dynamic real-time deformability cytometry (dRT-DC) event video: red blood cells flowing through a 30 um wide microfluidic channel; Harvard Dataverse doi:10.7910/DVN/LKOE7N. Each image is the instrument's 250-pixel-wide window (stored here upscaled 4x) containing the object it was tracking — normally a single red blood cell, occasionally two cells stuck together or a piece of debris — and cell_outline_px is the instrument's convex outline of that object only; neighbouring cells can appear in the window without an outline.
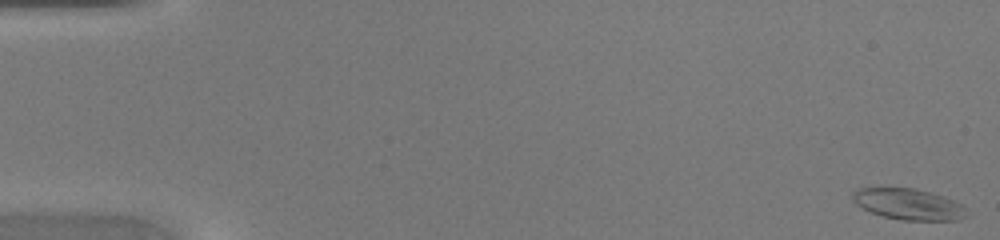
{"species": "common noctule bat (a hibernating species)", "species_latin": "Nyctalus noctula", "temperature_condition": "warm", "stored_images_in_passage": 48, "camera_frame_rate_fps": 3000, "um_per_image_px": 0.085, "animal": {"sex": "female", "body_mass_g": 20.0, "forearm_length_mm": 54.0}, "frame": {"image": 1, "passage_image": 1, "time_ms": 0.0, "image_size_px": [1000, 240], "cell_outline_px": [[968, 216], [960, 220], [900, 220], [884, 216], [872, 212], [856, 204], [852, 200], [852, 192], [860, 188], [916, 188], [944, 196], [964, 204]], "centroid_in_image_um": [77.28, 17.35], "position_along_channel_um": 7.7, "area_um2": 20.75}}
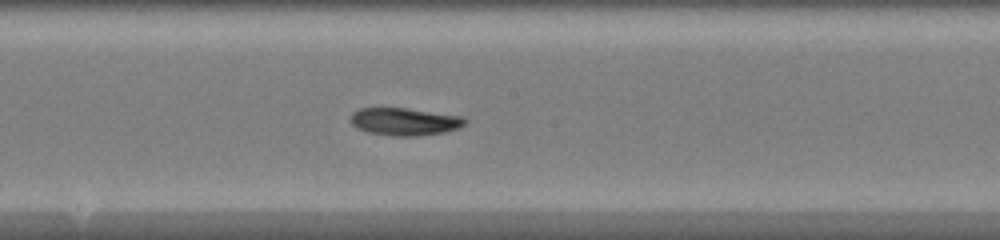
{"frame": {"image": 2, "passage_image": 26, "time_ms": 8.333, "image_size_px": [1000, 240], "cell_outline_px": [[468, 120], [460, 128], [444, 132], [416, 136], [388, 136], [368, 132], [356, 128], [352, 124], [352, 112], [360, 108], [408, 108], [464, 116]], "centroid_in_image_um": [34.43, 10.34], "position_along_channel_um": 213.8, "area_um2": 18.55}}
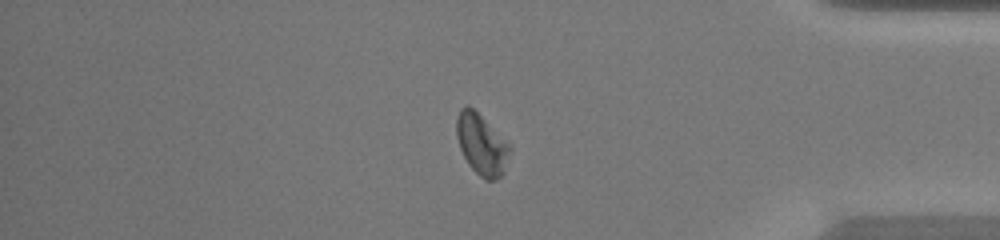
{"frame": {"image": 3, "passage_image": 40, "time_ms": 13.0, "image_size_px": [1000, 240], "cell_outline_px": [[512, 152], [504, 172], [496, 180], [488, 180], [480, 176], [468, 164], [460, 148], [456, 136], [456, 116], [460, 108], [464, 104], [468, 104], [512, 144]], "centroid_in_image_um": [40.96, 12.25], "position_along_channel_um": 394.2, "area_um2": 19.36}}